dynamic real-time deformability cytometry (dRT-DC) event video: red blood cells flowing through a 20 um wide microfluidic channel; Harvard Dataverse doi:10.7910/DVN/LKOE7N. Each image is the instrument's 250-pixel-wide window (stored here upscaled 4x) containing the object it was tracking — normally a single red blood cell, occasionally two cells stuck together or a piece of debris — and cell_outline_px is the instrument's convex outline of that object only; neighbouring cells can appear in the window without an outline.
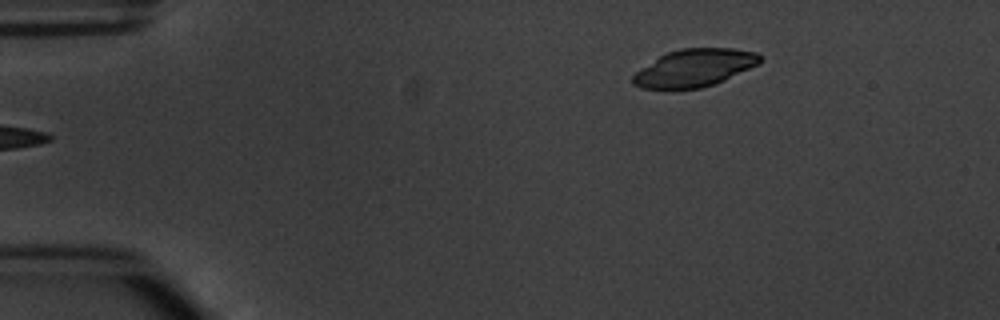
{"species": "common noctule bat (a hibernating species)", "species_latin": "Nyctalus noctula", "temperature_condition": "warm", "stored_images_in_passage": 5, "camera_frame_rate_fps": 3000, "um_per_image_px": 0.085, "animal": {"sex": "male", "body_mass_g": 20.1, "forearm_length_mm": 53.5}, "frame": {"image": 1, "passage_image": 5, "time_ms": 5.667, "image_size_px": [1000, 320], "cell_outline_px": [[764, 60], [760, 64], [724, 80], [700, 88], [644, 88], [632, 84], [632, 76], [640, 68], [660, 56], [668, 52], [680, 48], [732, 48], [756, 52]], "centroid_in_image_um": [59.06, 5.75], "position_along_channel_um": 25.9, "area_um2": 27.63}}